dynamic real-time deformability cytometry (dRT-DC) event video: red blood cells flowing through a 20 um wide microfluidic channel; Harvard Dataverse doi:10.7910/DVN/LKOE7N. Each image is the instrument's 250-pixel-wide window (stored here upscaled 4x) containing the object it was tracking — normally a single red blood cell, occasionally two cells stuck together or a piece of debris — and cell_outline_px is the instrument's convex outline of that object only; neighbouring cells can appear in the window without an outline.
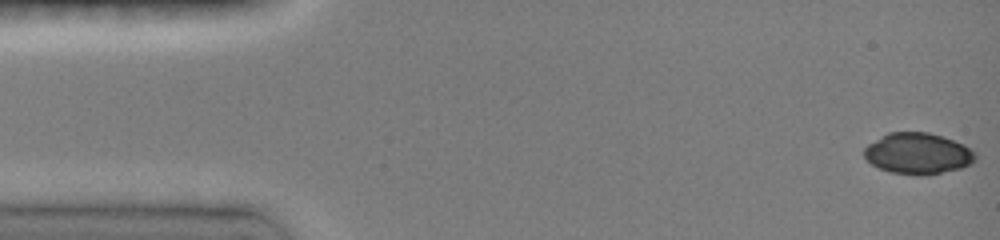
{"species": "common noctule bat (a hibernating species)", "species_latin": "Nyctalus noctula", "temperature_condition": "room temperature", "stored_images_in_passage": 47, "camera_frame_rate_fps": 3000, "um_per_image_px": 0.085, "animal": {"sex": "female", "body_mass_g": 19.0, "forearm_length_mm": 51.5}, "frame": {"image": 1, "passage_image": 1, "time_ms": 0.0, "image_size_px": [1000, 240], "cell_outline_px": [[976, 160], [960, 168], [920, 176], [892, 172], [880, 168], [872, 164], [864, 156], [864, 148], [868, 144], [888, 132], [928, 132], [952, 140], [976, 152]], "centroid_in_image_um": [77.99, 13.04], "position_along_channel_um": 7.0, "area_um2": 26.24}}
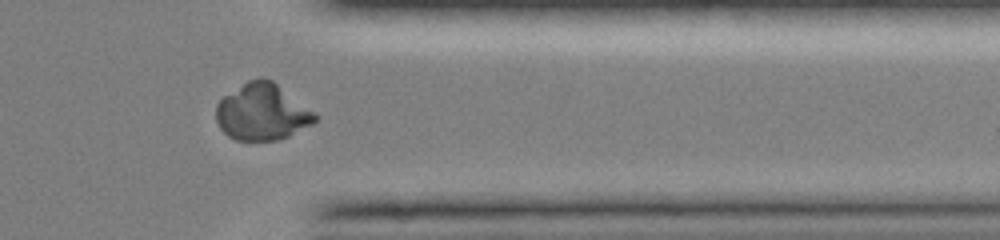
{"frame": {"image": 2, "passage_image": 38, "time_ms": 12.333, "image_size_px": [1000, 240], "cell_outline_px": [[316, 120], [312, 124], [288, 136], [276, 140], [236, 140], [228, 136], [220, 128], [216, 120], [216, 104], [224, 96], [248, 80], [272, 80], [316, 112]], "centroid_in_image_um": [22.28, 9.54], "position_along_channel_um": 389.1, "area_um2": 32.25}}
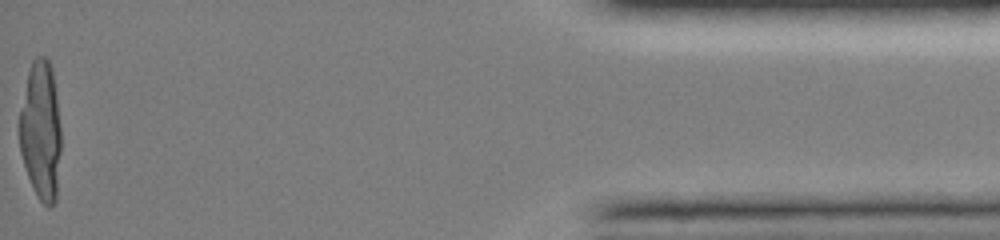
{"frame": {"image": 3, "passage_image": 47, "time_ms": 15.333, "image_size_px": [1000, 240], "cell_outline_px": [[60, 152], [56, 200], [48, 208], [40, 200], [28, 176], [20, 152], [20, 112], [28, 72], [32, 60], [36, 56], [44, 56], [48, 60], [52, 68], [56, 96], [60, 128]], "centroid_in_image_um": [3.47, 11.09], "position_along_channel_um": 431.7, "area_um2": 33.18}}